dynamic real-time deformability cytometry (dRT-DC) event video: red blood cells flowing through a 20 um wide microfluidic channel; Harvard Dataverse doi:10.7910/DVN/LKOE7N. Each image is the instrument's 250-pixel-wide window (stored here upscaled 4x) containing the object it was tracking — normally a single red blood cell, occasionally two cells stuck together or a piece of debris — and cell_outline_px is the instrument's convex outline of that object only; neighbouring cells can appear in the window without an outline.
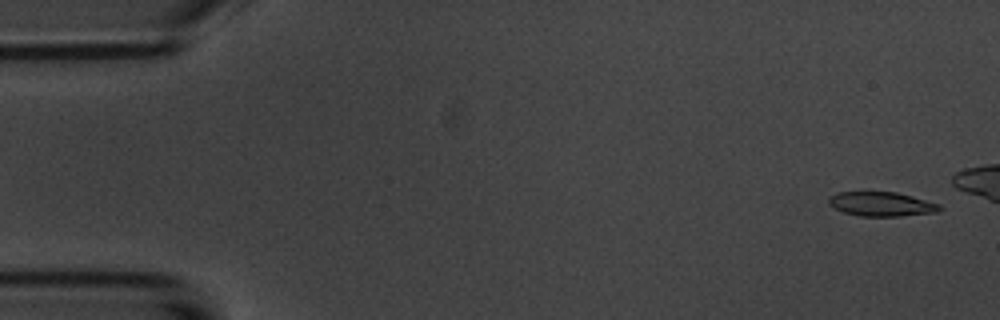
{"species": "common noctule bat (a hibernating species)", "species_latin": "Nyctalus noctula", "temperature_condition": "room temperature", "stored_images_in_passage": 7, "camera_frame_rate_fps": 3000, "um_per_image_px": 0.085, "animal": {"sex": "male", "body_mass_g": 20.1, "forearm_length_mm": 53.5}, "frame": {"image": 1, "passage_image": 1, "time_ms": 0.0, "image_size_px": [1000, 320], "cell_outline_px": [[944, 208], [936, 212], [900, 216], [860, 216], [844, 212], [828, 204], [828, 196], [840, 192], [896, 192], [912, 196], [940, 204]], "centroid_in_image_um": [74.93, 17.34], "position_along_channel_um": 10.1, "area_um2": 15.66}}
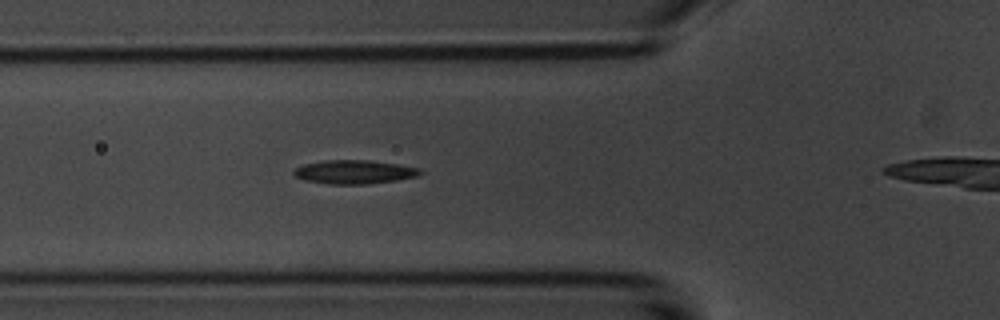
{"frame": {"image": 2, "passage_image": 6, "time_ms": 5.667, "image_size_px": [1000, 320], "cell_outline_px": [[424, 172], [416, 176], [396, 180], [364, 184], [328, 184], [304, 180], [296, 176], [292, 172], [296, 168], [304, 164], [324, 160], [368, 160], [396, 164], [420, 168]], "centroid_in_image_um": [30.1, 14.61], "position_along_channel_um": 95.7, "area_um2": 17.34}}